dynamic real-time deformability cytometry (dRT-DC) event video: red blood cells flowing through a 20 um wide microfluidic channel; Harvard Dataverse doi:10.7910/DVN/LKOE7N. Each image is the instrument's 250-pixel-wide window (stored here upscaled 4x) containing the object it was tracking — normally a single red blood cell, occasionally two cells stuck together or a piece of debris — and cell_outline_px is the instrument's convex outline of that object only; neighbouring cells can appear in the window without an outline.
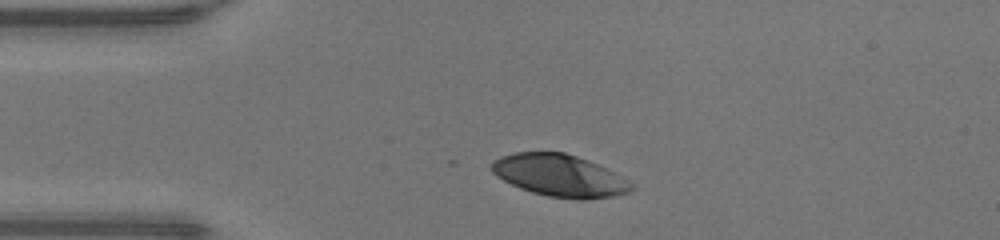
{"species": "human", "species_latin": "Homo sapiens", "temperature_condition": "warm", "stored_images_in_passage": 30, "camera_frame_rate_fps": 3000, "um_per_image_px": 0.085, "donor": {"sex": "male"}, "frame": {"image": 1, "passage_image": 1, "time_ms": 0.0, "image_size_px": [1000, 240], "cell_outline_px": [[636, 188], [628, 192], [612, 196], [584, 200], [576, 200], [548, 196], [532, 192], [520, 188], [496, 176], [492, 172], [492, 160], [500, 156], [512, 152], [564, 152], [588, 160], [636, 184]], "centroid_in_image_um": [47.56, 14.93], "position_along_channel_um": 37.4, "area_um2": 34.28}}
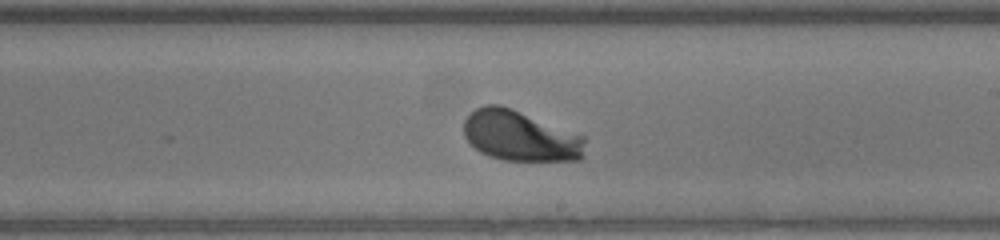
{"frame": {"image": 2, "passage_image": 18, "time_ms": 5.667, "image_size_px": [1000, 240], "cell_outline_px": [[584, 156], [580, 160], [504, 160], [488, 156], [480, 152], [464, 136], [464, 120], [476, 108], [484, 104], [500, 104], [584, 136]], "centroid_in_image_um": [44.2, 11.55], "position_along_channel_um": 244.8, "area_um2": 35.37}}
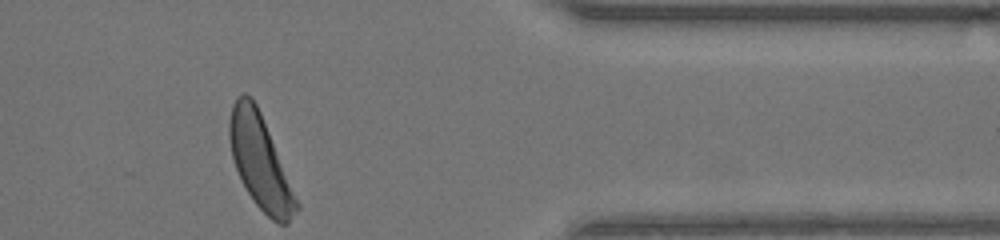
{"frame": {"image": 3, "passage_image": 30, "time_ms": 9.667, "image_size_px": [1000, 240], "cell_outline_px": [[300, 208], [288, 224], [280, 224], [272, 220], [256, 204], [248, 192], [236, 168], [232, 156], [228, 136], [228, 120], [232, 104], [236, 96], [244, 92], [252, 96], [260, 112], [300, 204]], "centroid_in_image_um": [22.1, 13.73], "position_along_channel_um": 389.3, "area_um2": 36.3}, "authors_computed_cell_mechanics": {"area_um2": 35.3158, "velocity_mm_per_s": 4.2253, "shape_relaxation_time_tau1_ms": 1.7177, "shape_relaxation_time_tau2_ms": null, "deformation_change_tau1": 0.1647, "deformation_change_tau2": null}}